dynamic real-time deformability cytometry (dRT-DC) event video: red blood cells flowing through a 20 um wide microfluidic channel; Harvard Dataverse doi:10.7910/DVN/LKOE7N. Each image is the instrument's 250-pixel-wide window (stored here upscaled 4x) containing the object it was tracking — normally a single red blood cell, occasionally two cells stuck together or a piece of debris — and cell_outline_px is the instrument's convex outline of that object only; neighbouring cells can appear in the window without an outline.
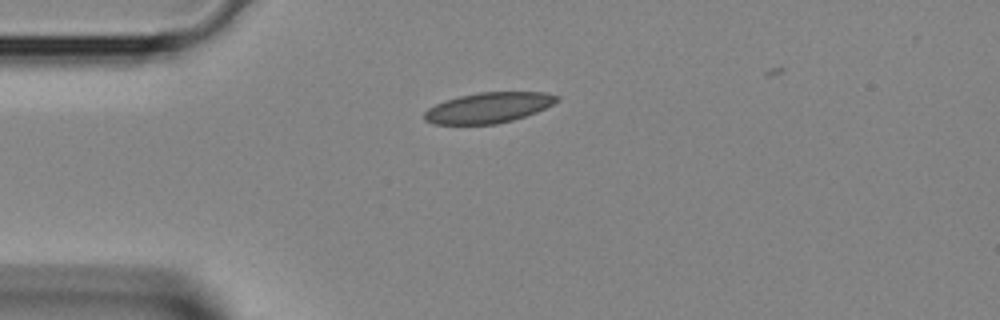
{"species": "Egyptian fruit bat (a non-hibernating species)", "species_latin": "Rousettus aegyptiacus", "temperature_condition": "room temperature", "stored_images_in_passage": 30, "camera_frame_rate_fps": 3000, "um_per_image_px": 0.085, "animal": {"sex": "female"}, "frame": {"image": 1, "passage_image": 1, "time_ms": 0.0, "image_size_px": [1000, 320], "cell_outline_px": [[560, 100], [536, 112], [512, 120], [496, 124], [436, 124], [424, 120], [424, 112], [428, 108], [444, 100], [460, 96], [480, 92], [544, 92], [560, 96]], "centroid_in_image_um": [41.52, 9.15], "position_along_channel_um": 43.5, "area_um2": 23.41}}
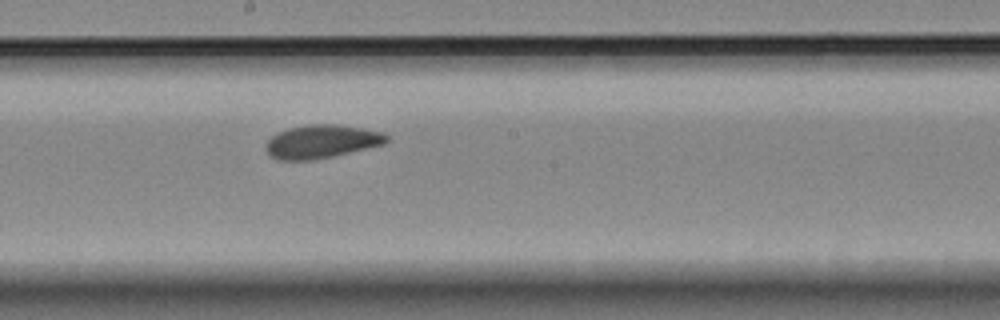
{"frame": {"image": 2, "passage_image": 13, "time_ms": 4.0, "image_size_px": [1000, 320], "cell_outline_px": [[388, 140], [384, 144], [332, 156], [312, 160], [280, 160], [272, 156], [264, 148], [268, 140], [276, 132], [288, 128], [308, 124], [336, 124], [364, 128], [384, 132], [388, 136]], "centroid_in_image_um": [27.33, 12.01], "position_along_channel_um": 220.9, "area_um2": 23.47}}
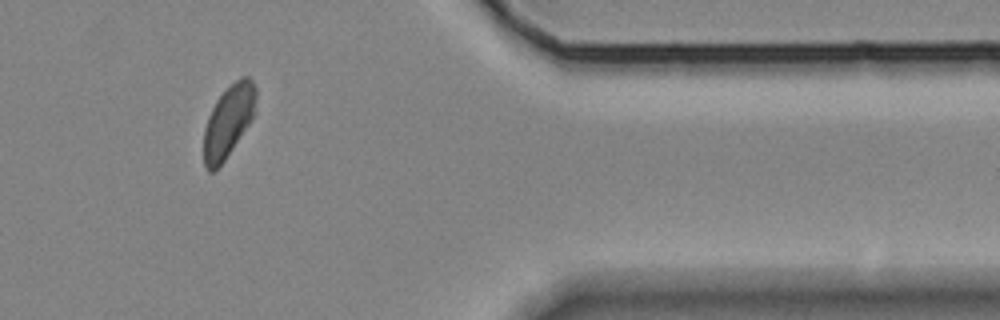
{"frame": {"image": 3, "passage_image": 25, "time_ms": 8.0, "image_size_px": [1000, 320], "cell_outline_px": [[256, 96], [252, 116], [248, 124], [224, 160], [212, 172], [208, 172], [204, 168], [204, 128], [208, 116], [216, 100], [240, 76], [248, 76], [252, 80], [256, 88]], "centroid_in_image_um": [19.38, 10.3], "position_along_channel_um": 392.0, "area_um2": 21.33}}